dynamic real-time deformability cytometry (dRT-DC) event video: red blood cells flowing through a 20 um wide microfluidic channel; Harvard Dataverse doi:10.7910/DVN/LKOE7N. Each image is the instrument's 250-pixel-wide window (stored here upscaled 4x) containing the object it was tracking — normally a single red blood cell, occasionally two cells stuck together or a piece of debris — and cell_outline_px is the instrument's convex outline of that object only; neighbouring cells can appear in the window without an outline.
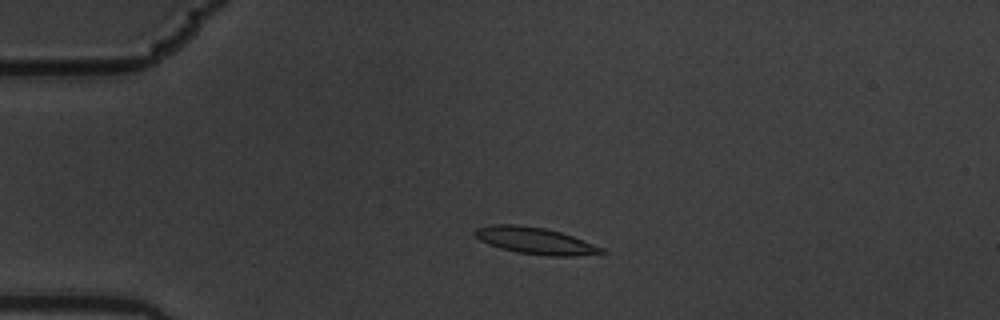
{"species": "common noctule bat (a hibernating species)", "species_latin": "Nyctalus noctula", "temperature_condition": "warm", "stored_images_in_passage": 4, "camera_frame_rate_fps": 3000, "um_per_image_px": 0.085, "animal": {"sex": "male", "body_mass_g": 19.5, "forearm_length_mm": 54.6}, "frame": {"image": 1, "passage_image": 3, "time_ms": 0.667, "image_size_px": [1000, 320], "cell_outline_px": [[608, 252], [576, 256], [548, 256], [516, 252], [500, 248], [488, 244], [480, 240], [472, 232], [476, 228], [496, 224], [516, 224], [544, 228], [560, 232], [572, 236], [604, 248]], "centroid_in_image_um": [45.49, 20.46], "position_along_channel_um": 39.5, "area_um2": 19.65}}